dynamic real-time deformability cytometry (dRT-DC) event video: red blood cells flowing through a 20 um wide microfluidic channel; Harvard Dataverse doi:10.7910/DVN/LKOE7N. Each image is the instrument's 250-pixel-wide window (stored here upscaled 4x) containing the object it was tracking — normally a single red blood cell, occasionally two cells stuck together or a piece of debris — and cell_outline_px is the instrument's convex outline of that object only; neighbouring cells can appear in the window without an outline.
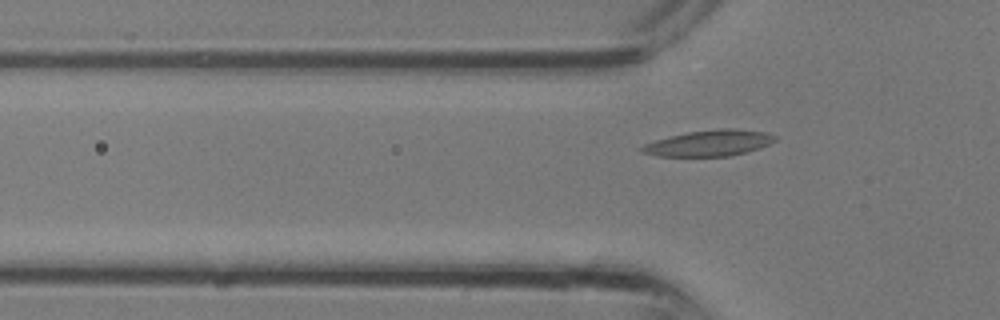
{"species": "common noctule bat (a hibernating species)", "species_latin": "Nyctalus noctula", "temperature_condition": "room temperature", "stored_images_in_passage": 2, "camera_frame_rate_fps": 3000, "um_per_image_px": 0.085, "animal": {"sex": "male", "body_mass_g": 13.3}, "frame": {"image": 1, "passage_image": 2, "time_ms": 0.333, "image_size_px": [1000, 320], "cell_outline_px": [[776, 140], [760, 148], [728, 156], [656, 156], [640, 152], [640, 148], [644, 144], [668, 136], [688, 132], [720, 128], [732, 128], [764, 132], [776, 136]], "centroid_in_image_um": [60.24, 12.16], "position_along_channel_um": 65.6, "area_um2": 20.06}}